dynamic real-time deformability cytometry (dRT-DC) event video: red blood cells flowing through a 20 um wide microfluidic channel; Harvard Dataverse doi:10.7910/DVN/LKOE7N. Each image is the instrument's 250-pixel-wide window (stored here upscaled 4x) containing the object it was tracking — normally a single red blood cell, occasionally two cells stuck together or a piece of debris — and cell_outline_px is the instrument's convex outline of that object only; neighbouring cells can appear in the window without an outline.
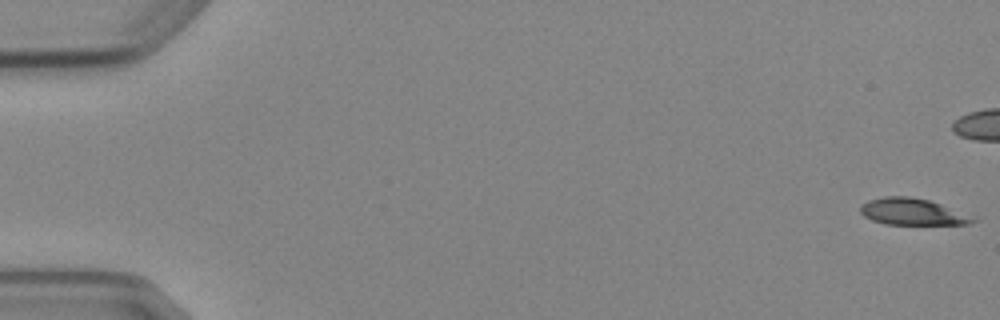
{"species": "Egyptian fruit bat (a non-hibernating species)", "species_latin": "Rousettus aegyptiacus", "temperature_condition": "cold", "stored_images_in_passage": 6, "camera_frame_rate_fps": 3000, "um_per_image_px": 0.085, "animal": {"sex": "female"}, "frame": {"image": 1, "passage_image": 1, "time_ms": 0.0, "image_size_px": [1000, 320], "cell_outline_px": [[980, 220], [968, 224], [884, 224], [872, 220], [864, 216], [860, 212], [860, 204], [868, 200], [884, 196], [908, 196], [928, 200], [940, 204]], "centroid_in_image_um": [77.49, 18.0], "position_along_channel_um": 7.5, "area_um2": 17.28}}